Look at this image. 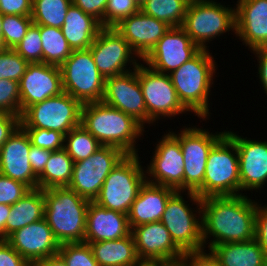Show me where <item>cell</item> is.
Returning <instances> with one entry per match:
<instances>
[{
    "mask_svg": "<svg viewBox=\"0 0 267 266\" xmlns=\"http://www.w3.org/2000/svg\"><path fill=\"white\" fill-rule=\"evenodd\" d=\"M201 205L204 249L211 236L208 250L217 244L255 239L257 201L243 193L205 197Z\"/></svg>",
    "mask_w": 267,
    "mask_h": 266,
    "instance_id": "cell-1",
    "label": "cell"
},
{
    "mask_svg": "<svg viewBox=\"0 0 267 266\" xmlns=\"http://www.w3.org/2000/svg\"><path fill=\"white\" fill-rule=\"evenodd\" d=\"M81 126L103 146H114L126 154H138L136 139L145 132L132 116L105 103H85L81 110Z\"/></svg>",
    "mask_w": 267,
    "mask_h": 266,
    "instance_id": "cell-2",
    "label": "cell"
},
{
    "mask_svg": "<svg viewBox=\"0 0 267 266\" xmlns=\"http://www.w3.org/2000/svg\"><path fill=\"white\" fill-rule=\"evenodd\" d=\"M216 61L208 49H201L193 58L170 73L173 86L182 105L200 119H208L209 101Z\"/></svg>",
    "mask_w": 267,
    "mask_h": 266,
    "instance_id": "cell-3",
    "label": "cell"
},
{
    "mask_svg": "<svg viewBox=\"0 0 267 266\" xmlns=\"http://www.w3.org/2000/svg\"><path fill=\"white\" fill-rule=\"evenodd\" d=\"M44 218L61 244L84 242L86 213L90 201L68 187L43 190Z\"/></svg>",
    "mask_w": 267,
    "mask_h": 266,
    "instance_id": "cell-4",
    "label": "cell"
},
{
    "mask_svg": "<svg viewBox=\"0 0 267 266\" xmlns=\"http://www.w3.org/2000/svg\"><path fill=\"white\" fill-rule=\"evenodd\" d=\"M195 193L201 199L209 196L242 195L238 151L234 140L227 133L210 150L203 184Z\"/></svg>",
    "mask_w": 267,
    "mask_h": 266,
    "instance_id": "cell-5",
    "label": "cell"
},
{
    "mask_svg": "<svg viewBox=\"0 0 267 266\" xmlns=\"http://www.w3.org/2000/svg\"><path fill=\"white\" fill-rule=\"evenodd\" d=\"M187 194L189 200L197 205L196 210L187 204L188 201L184 200L181 191H176L167 201L160 220L169 231L174 243L185 254L204 251L202 199L195 192H187Z\"/></svg>",
    "mask_w": 267,
    "mask_h": 266,
    "instance_id": "cell-6",
    "label": "cell"
},
{
    "mask_svg": "<svg viewBox=\"0 0 267 266\" xmlns=\"http://www.w3.org/2000/svg\"><path fill=\"white\" fill-rule=\"evenodd\" d=\"M138 155L127 154L108 174L95 203L109 210L128 214L141 187L147 181L146 171L141 166Z\"/></svg>",
    "mask_w": 267,
    "mask_h": 266,
    "instance_id": "cell-7",
    "label": "cell"
},
{
    "mask_svg": "<svg viewBox=\"0 0 267 266\" xmlns=\"http://www.w3.org/2000/svg\"><path fill=\"white\" fill-rule=\"evenodd\" d=\"M181 27L200 49H209V41L236 30L235 8L215 0L190 2Z\"/></svg>",
    "mask_w": 267,
    "mask_h": 266,
    "instance_id": "cell-8",
    "label": "cell"
},
{
    "mask_svg": "<svg viewBox=\"0 0 267 266\" xmlns=\"http://www.w3.org/2000/svg\"><path fill=\"white\" fill-rule=\"evenodd\" d=\"M82 106L79 100L62 92L27 107L20 116V126L54 130L66 135L81 125Z\"/></svg>",
    "mask_w": 267,
    "mask_h": 266,
    "instance_id": "cell-9",
    "label": "cell"
},
{
    "mask_svg": "<svg viewBox=\"0 0 267 266\" xmlns=\"http://www.w3.org/2000/svg\"><path fill=\"white\" fill-rule=\"evenodd\" d=\"M60 69L64 92L82 104L102 101L105 78L98 71L89 48L73 50Z\"/></svg>",
    "mask_w": 267,
    "mask_h": 266,
    "instance_id": "cell-10",
    "label": "cell"
},
{
    "mask_svg": "<svg viewBox=\"0 0 267 266\" xmlns=\"http://www.w3.org/2000/svg\"><path fill=\"white\" fill-rule=\"evenodd\" d=\"M137 76L147 110V124H154L160 118L169 119L188 112L180 102L170 75L157 72L140 63Z\"/></svg>",
    "mask_w": 267,
    "mask_h": 266,
    "instance_id": "cell-11",
    "label": "cell"
},
{
    "mask_svg": "<svg viewBox=\"0 0 267 266\" xmlns=\"http://www.w3.org/2000/svg\"><path fill=\"white\" fill-rule=\"evenodd\" d=\"M127 154L114 146H102L87 159L74 162L68 188L81 197L94 201L108 174Z\"/></svg>",
    "mask_w": 267,
    "mask_h": 266,
    "instance_id": "cell-12",
    "label": "cell"
},
{
    "mask_svg": "<svg viewBox=\"0 0 267 266\" xmlns=\"http://www.w3.org/2000/svg\"><path fill=\"white\" fill-rule=\"evenodd\" d=\"M177 134L184 157V191L196 192L203 184L207 158L214 144L226 133H210L206 129L186 127Z\"/></svg>",
    "mask_w": 267,
    "mask_h": 266,
    "instance_id": "cell-13",
    "label": "cell"
},
{
    "mask_svg": "<svg viewBox=\"0 0 267 266\" xmlns=\"http://www.w3.org/2000/svg\"><path fill=\"white\" fill-rule=\"evenodd\" d=\"M89 49L98 71L105 79L131 71V67L127 69V63L134 68L140 64L137 60L139 56L113 27H103Z\"/></svg>",
    "mask_w": 267,
    "mask_h": 266,
    "instance_id": "cell-14",
    "label": "cell"
},
{
    "mask_svg": "<svg viewBox=\"0 0 267 266\" xmlns=\"http://www.w3.org/2000/svg\"><path fill=\"white\" fill-rule=\"evenodd\" d=\"M156 145L150 165L146 168L149 176L146 177L147 182L183 193L185 163L179 140L169 131Z\"/></svg>",
    "mask_w": 267,
    "mask_h": 266,
    "instance_id": "cell-15",
    "label": "cell"
},
{
    "mask_svg": "<svg viewBox=\"0 0 267 266\" xmlns=\"http://www.w3.org/2000/svg\"><path fill=\"white\" fill-rule=\"evenodd\" d=\"M200 50L181 26L170 27L142 61L151 69L169 75Z\"/></svg>",
    "mask_w": 267,
    "mask_h": 266,
    "instance_id": "cell-16",
    "label": "cell"
},
{
    "mask_svg": "<svg viewBox=\"0 0 267 266\" xmlns=\"http://www.w3.org/2000/svg\"><path fill=\"white\" fill-rule=\"evenodd\" d=\"M102 102L132 116L143 127L147 123V110L137 68L106 78Z\"/></svg>",
    "mask_w": 267,
    "mask_h": 266,
    "instance_id": "cell-17",
    "label": "cell"
},
{
    "mask_svg": "<svg viewBox=\"0 0 267 266\" xmlns=\"http://www.w3.org/2000/svg\"><path fill=\"white\" fill-rule=\"evenodd\" d=\"M5 240L31 265L58 254L60 249L45 218L14 231Z\"/></svg>",
    "mask_w": 267,
    "mask_h": 266,
    "instance_id": "cell-18",
    "label": "cell"
},
{
    "mask_svg": "<svg viewBox=\"0 0 267 266\" xmlns=\"http://www.w3.org/2000/svg\"><path fill=\"white\" fill-rule=\"evenodd\" d=\"M21 113L29 106L60 95L63 91L60 66L29 63L19 81Z\"/></svg>",
    "mask_w": 267,
    "mask_h": 266,
    "instance_id": "cell-19",
    "label": "cell"
},
{
    "mask_svg": "<svg viewBox=\"0 0 267 266\" xmlns=\"http://www.w3.org/2000/svg\"><path fill=\"white\" fill-rule=\"evenodd\" d=\"M239 159L240 191L261 190L267 183V141L243 138L232 131Z\"/></svg>",
    "mask_w": 267,
    "mask_h": 266,
    "instance_id": "cell-20",
    "label": "cell"
},
{
    "mask_svg": "<svg viewBox=\"0 0 267 266\" xmlns=\"http://www.w3.org/2000/svg\"><path fill=\"white\" fill-rule=\"evenodd\" d=\"M31 145L28 134L19 126L0 148V174L20 181L30 189H37L38 176L28 157Z\"/></svg>",
    "mask_w": 267,
    "mask_h": 266,
    "instance_id": "cell-21",
    "label": "cell"
},
{
    "mask_svg": "<svg viewBox=\"0 0 267 266\" xmlns=\"http://www.w3.org/2000/svg\"><path fill=\"white\" fill-rule=\"evenodd\" d=\"M139 259L182 262L186 254L174 243L161 221L142 224L131 231Z\"/></svg>",
    "mask_w": 267,
    "mask_h": 266,
    "instance_id": "cell-22",
    "label": "cell"
},
{
    "mask_svg": "<svg viewBox=\"0 0 267 266\" xmlns=\"http://www.w3.org/2000/svg\"><path fill=\"white\" fill-rule=\"evenodd\" d=\"M170 27L166 22L146 15L139 10L136 14L122 19L113 28L143 60Z\"/></svg>",
    "mask_w": 267,
    "mask_h": 266,
    "instance_id": "cell-23",
    "label": "cell"
},
{
    "mask_svg": "<svg viewBox=\"0 0 267 266\" xmlns=\"http://www.w3.org/2000/svg\"><path fill=\"white\" fill-rule=\"evenodd\" d=\"M236 37L248 49L267 46V0H238L235 7Z\"/></svg>",
    "mask_w": 267,
    "mask_h": 266,
    "instance_id": "cell-24",
    "label": "cell"
},
{
    "mask_svg": "<svg viewBox=\"0 0 267 266\" xmlns=\"http://www.w3.org/2000/svg\"><path fill=\"white\" fill-rule=\"evenodd\" d=\"M131 231L127 214L90 201L86 213L84 242L118 240L130 235Z\"/></svg>",
    "mask_w": 267,
    "mask_h": 266,
    "instance_id": "cell-25",
    "label": "cell"
},
{
    "mask_svg": "<svg viewBox=\"0 0 267 266\" xmlns=\"http://www.w3.org/2000/svg\"><path fill=\"white\" fill-rule=\"evenodd\" d=\"M176 190L145 182L127 214L131 230L142 224L161 220L169 198Z\"/></svg>",
    "mask_w": 267,
    "mask_h": 266,
    "instance_id": "cell-26",
    "label": "cell"
},
{
    "mask_svg": "<svg viewBox=\"0 0 267 266\" xmlns=\"http://www.w3.org/2000/svg\"><path fill=\"white\" fill-rule=\"evenodd\" d=\"M102 28L97 19L72 4L61 30L71 49L80 50L88 49Z\"/></svg>",
    "mask_w": 267,
    "mask_h": 266,
    "instance_id": "cell-27",
    "label": "cell"
},
{
    "mask_svg": "<svg viewBox=\"0 0 267 266\" xmlns=\"http://www.w3.org/2000/svg\"><path fill=\"white\" fill-rule=\"evenodd\" d=\"M209 252L221 266H267L264 250L255 239L217 244Z\"/></svg>",
    "mask_w": 267,
    "mask_h": 266,
    "instance_id": "cell-28",
    "label": "cell"
},
{
    "mask_svg": "<svg viewBox=\"0 0 267 266\" xmlns=\"http://www.w3.org/2000/svg\"><path fill=\"white\" fill-rule=\"evenodd\" d=\"M87 243L99 266H133L139 259L132 233L118 240Z\"/></svg>",
    "mask_w": 267,
    "mask_h": 266,
    "instance_id": "cell-29",
    "label": "cell"
},
{
    "mask_svg": "<svg viewBox=\"0 0 267 266\" xmlns=\"http://www.w3.org/2000/svg\"><path fill=\"white\" fill-rule=\"evenodd\" d=\"M45 199L42 189H31L11 205L5 225V239L14 231L44 218Z\"/></svg>",
    "mask_w": 267,
    "mask_h": 266,
    "instance_id": "cell-30",
    "label": "cell"
},
{
    "mask_svg": "<svg viewBox=\"0 0 267 266\" xmlns=\"http://www.w3.org/2000/svg\"><path fill=\"white\" fill-rule=\"evenodd\" d=\"M74 161L63 148L52 151L43 171L38 175V188L68 187L72 179Z\"/></svg>",
    "mask_w": 267,
    "mask_h": 266,
    "instance_id": "cell-31",
    "label": "cell"
},
{
    "mask_svg": "<svg viewBox=\"0 0 267 266\" xmlns=\"http://www.w3.org/2000/svg\"><path fill=\"white\" fill-rule=\"evenodd\" d=\"M43 63L61 66L72 54V49L61 28L40 25Z\"/></svg>",
    "mask_w": 267,
    "mask_h": 266,
    "instance_id": "cell-32",
    "label": "cell"
},
{
    "mask_svg": "<svg viewBox=\"0 0 267 266\" xmlns=\"http://www.w3.org/2000/svg\"><path fill=\"white\" fill-rule=\"evenodd\" d=\"M189 3L188 0H145L140 10L171 27H179L183 24Z\"/></svg>",
    "mask_w": 267,
    "mask_h": 266,
    "instance_id": "cell-33",
    "label": "cell"
},
{
    "mask_svg": "<svg viewBox=\"0 0 267 266\" xmlns=\"http://www.w3.org/2000/svg\"><path fill=\"white\" fill-rule=\"evenodd\" d=\"M72 0H33L31 18L34 24L61 28Z\"/></svg>",
    "mask_w": 267,
    "mask_h": 266,
    "instance_id": "cell-34",
    "label": "cell"
},
{
    "mask_svg": "<svg viewBox=\"0 0 267 266\" xmlns=\"http://www.w3.org/2000/svg\"><path fill=\"white\" fill-rule=\"evenodd\" d=\"M103 145L83 126L73 128L64 137V149L74 162L87 159Z\"/></svg>",
    "mask_w": 267,
    "mask_h": 266,
    "instance_id": "cell-35",
    "label": "cell"
},
{
    "mask_svg": "<svg viewBox=\"0 0 267 266\" xmlns=\"http://www.w3.org/2000/svg\"><path fill=\"white\" fill-rule=\"evenodd\" d=\"M33 24L31 16L3 15L2 37L8 49H14Z\"/></svg>",
    "mask_w": 267,
    "mask_h": 266,
    "instance_id": "cell-36",
    "label": "cell"
},
{
    "mask_svg": "<svg viewBox=\"0 0 267 266\" xmlns=\"http://www.w3.org/2000/svg\"><path fill=\"white\" fill-rule=\"evenodd\" d=\"M14 50L28 63L43 62L40 25L33 23Z\"/></svg>",
    "mask_w": 267,
    "mask_h": 266,
    "instance_id": "cell-37",
    "label": "cell"
},
{
    "mask_svg": "<svg viewBox=\"0 0 267 266\" xmlns=\"http://www.w3.org/2000/svg\"><path fill=\"white\" fill-rule=\"evenodd\" d=\"M58 254L67 266H99L87 242L61 244Z\"/></svg>",
    "mask_w": 267,
    "mask_h": 266,
    "instance_id": "cell-38",
    "label": "cell"
},
{
    "mask_svg": "<svg viewBox=\"0 0 267 266\" xmlns=\"http://www.w3.org/2000/svg\"><path fill=\"white\" fill-rule=\"evenodd\" d=\"M28 64L14 49H7L0 53V79L19 82Z\"/></svg>",
    "mask_w": 267,
    "mask_h": 266,
    "instance_id": "cell-39",
    "label": "cell"
},
{
    "mask_svg": "<svg viewBox=\"0 0 267 266\" xmlns=\"http://www.w3.org/2000/svg\"><path fill=\"white\" fill-rule=\"evenodd\" d=\"M0 112L21 116L19 82L0 79Z\"/></svg>",
    "mask_w": 267,
    "mask_h": 266,
    "instance_id": "cell-40",
    "label": "cell"
},
{
    "mask_svg": "<svg viewBox=\"0 0 267 266\" xmlns=\"http://www.w3.org/2000/svg\"><path fill=\"white\" fill-rule=\"evenodd\" d=\"M140 7L134 0H108L104 13V27H114L122 19L136 14Z\"/></svg>",
    "mask_w": 267,
    "mask_h": 266,
    "instance_id": "cell-41",
    "label": "cell"
},
{
    "mask_svg": "<svg viewBox=\"0 0 267 266\" xmlns=\"http://www.w3.org/2000/svg\"><path fill=\"white\" fill-rule=\"evenodd\" d=\"M28 134L33 146L50 151H58L64 148L65 135L54 131L41 128H23Z\"/></svg>",
    "mask_w": 267,
    "mask_h": 266,
    "instance_id": "cell-42",
    "label": "cell"
},
{
    "mask_svg": "<svg viewBox=\"0 0 267 266\" xmlns=\"http://www.w3.org/2000/svg\"><path fill=\"white\" fill-rule=\"evenodd\" d=\"M30 190L24 183L0 174V204L13 205Z\"/></svg>",
    "mask_w": 267,
    "mask_h": 266,
    "instance_id": "cell-43",
    "label": "cell"
},
{
    "mask_svg": "<svg viewBox=\"0 0 267 266\" xmlns=\"http://www.w3.org/2000/svg\"><path fill=\"white\" fill-rule=\"evenodd\" d=\"M257 203L255 217V240L263 248L267 257V205Z\"/></svg>",
    "mask_w": 267,
    "mask_h": 266,
    "instance_id": "cell-44",
    "label": "cell"
},
{
    "mask_svg": "<svg viewBox=\"0 0 267 266\" xmlns=\"http://www.w3.org/2000/svg\"><path fill=\"white\" fill-rule=\"evenodd\" d=\"M108 0H72V4L97 19L104 27V13Z\"/></svg>",
    "mask_w": 267,
    "mask_h": 266,
    "instance_id": "cell-45",
    "label": "cell"
},
{
    "mask_svg": "<svg viewBox=\"0 0 267 266\" xmlns=\"http://www.w3.org/2000/svg\"><path fill=\"white\" fill-rule=\"evenodd\" d=\"M0 266H31L5 239H0Z\"/></svg>",
    "mask_w": 267,
    "mask_h": 266,
    "instance_id": "cell-46",
    "label": "cell"
},
{
    "mask_svg": "<svg viewBox=\"0 0 267 266\" xmlns=\"http://www.w3.org/2000/svg\"><path fill=\"white\" fill-rule=\"evenodd\" d=\"M33 0H0L3 15L31 16Z\"/></svg>",
    "mask_w": 267,
    "mask_h": 266,
    "instance_id": "cell-47",
    "label": "cell"
},
{
    "mask_svg": "<svg viewBox=\"0 0 267 266\" xmlns=\"http://www.w3.org/2000/svg\"><path fill=\"white\" fill-rule=\"evenodd\" d=\"M20 126V116L0 112V148Z\"/></svg>",
    "mask_w": 267,
    "mask_h": 266,
    "instance_id": "cell-48",
    "label": "cell"
},
{
    "mask_svg": "<svg viewBox=\"0 0 267 266\" xmlns=\"http://www.w3.org/2000/svg\"><path fill=\"white\" fill-rule=\"evenodd\" d=\"M50 150H45L31 145L29 150V160L33 172L38 176L44 169L45 164L47 163L49 156L51 155Z\"/></svg>",
    "mask_w": 267,
    "mask_h": 266,
    "instance_id": "cell-49",
    "label": "cell"
},
{
    "mask_svg": "<svg viewBox=\"0 0 267 266\" xmlns=\"http://www.w3.org/2000/svg\"><path fill=\"white\" fill-rule=\"evenodd\" d=\"M183 262L186 266H221L210 252L205 251L188 253Z\"/></svg>",
    "mask_w": 267,
    "mask_h": 266,
    "instance_id": "cell-50",
    "label": "cell"
},
{
    "mask_svg": "<svg viewBox=\"0 0 267 266\" xmlns=\"http://www.w3.org/2000/svg\"><path fill=\"white\" fill-rule=\"evenodd\" d=\"M254 55L258 58V75L261 81L262 87L267 95V46L257 47L252 50Z\"/></svg>",
    "mask_w": 267,
    "mask_h": 266,
    "instance_id": "cell-51",
    "label": "cell"
},
{
    "mask_svg": "<svg viewBox=\"0 0 267 266\" xmlns=\"http://www.w3.org/2000/svg\"><path fill=\"white\" fill-rule=\"evenodd\" d=\"M11 205L0 204V239H5L6 220L10 214Z\"/></svg>",
    "mask_w": 267,
    "mask_h": 266,
    "instance_id": "cell-52",
    "label": "cell"
},
{
    "mask_svg": "<svg viewBox=\"0 0 267 266\" xmlns=\"http://www.w3.org/2000/svg\"><path fill=\"white\" fill-rule=\"evenodd\" d=\"M31 266H67V264L59 254H56L47 259L38 261Z\"/></svg>",
    "mask_w": 267,
    "mask_h": 266,
    "instance_id": "cell-53",
    "label": "cell"
},
{
    "mask_svg": "<svg viewBox=\"0 0 267 266\" xmlns=\"http://www.w3.org/2000/svg\"><path fill=\"white\" fill-rule=\"evenodd\" d=\"M170 264L160 259H138L133 266H169Z\"/></svg>",
    "mask_w": 267,
    "mask_h": 266,
    "instance_id": "cell-54",
    "label": "cell"
},
{
    "mask_svg": "<svg viewBox=\"0 0 267 266\" xmlns=\"http://www.w3.org/2000/svg\"><path fill=\"white\" fill-rule=\"evenodd\" d=\"M8 48L6 47L2 34L0 33V53L6 51Z\"/></svg>",
    "mask_w": 267,
    "mask_h": 266,
    "instance_id": "cell-55",
    "label": "cell"
},
{
    "mask_svg": "<svg viewBox=\"0 0 267 266\" xmlns=\"http://www.w3.org/2000/svg\"><path fill=\"white\" fill-rule=\"evenodd\" d=\"M169 266H186L185 263L182 262H178V263H171Z\"/></svg>",
    "mask_w": 267,
    "mask_h": 266,
    "instance_id": "cell-56",
    "label": "cell"
},
{
    "mask_svg": "<svg viewBox=\"0 0 267 266\" xmlns=\"http://www.w3.org/2000/svg\"><path fill=\"white\" fill-rule=\"evenodd\" d=\"M3 14L0 12V33L2 32Z\"/></svg>",
    "mask_w": 267,
    "mask_h": 266,
    "instance_id": "cell-57",
    "label": "cell"
},
{
    "mask_svg": "<svg viewBox=\"0 0 267 266\" xmlns=\"http://www.w3.org/2000/svg\"><path fill=\"white\" fill-rule=\"evenodd\" d=\"M134 1L139 7L145 2V0H134Z\"/></svg>",
    "mask_w": 267,
    "mask_h": 266,
    "instance_id": "cell-58",
    "label": "cell"
},
{
    "mask_svg": "<svg viewBox=\"0 0 267 266\" xmlns=\"http://www.w3.org/2000/svg\"><path fill=\"white\" fill-rule=\"evenodd\" d=\"M189 2H202V1H210V0H188Z\"/></svg>",
    "mask_w": 267,
    "mask_h": 266,
    "instance_id": "cell-59",
    "label": "cell"
}]
</instances>
